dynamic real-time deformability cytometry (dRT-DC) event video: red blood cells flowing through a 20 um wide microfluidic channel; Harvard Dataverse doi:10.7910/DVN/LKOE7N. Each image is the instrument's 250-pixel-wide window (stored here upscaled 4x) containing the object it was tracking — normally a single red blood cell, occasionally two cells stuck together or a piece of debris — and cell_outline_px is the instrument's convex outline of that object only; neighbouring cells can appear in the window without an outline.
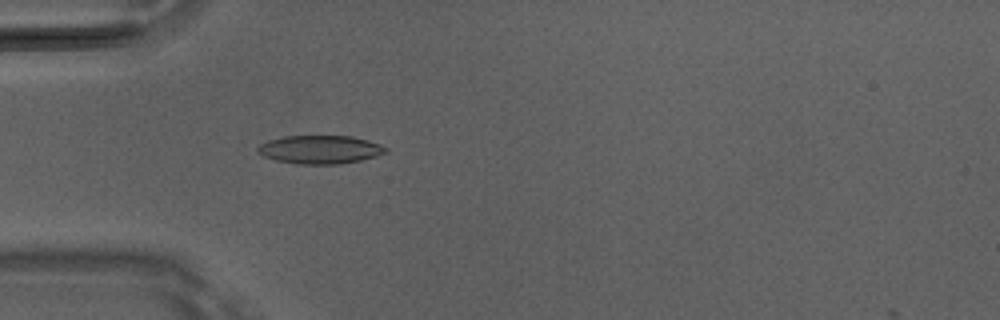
{"species": "Egyptian fruit bat (a non-hibernating species)", "species_latin": "Rousettus aegyptiacus", "temperature_condition": "room temperature", "stored_images_in_passage": 48, "camera_frame_rate_fps": 3000, "um_per_image_px": 0.085, "animal": {"sex": "male"}, "frame": {"image": 1, "passage_image": 14, "time_ms": 4.333, "image_size_px": [1000, 320], "cell_outline_px": [[388, 152], [376, 156], [360, 160], [340, 164], [296, 164], [276, 160], [264, 156], [256, 152], [256, 148], [260, 144], [268, 140], [284, 136], [352, 136], [368, 140], [380, 144], [388, 148]], "centroid_in_image_um": [27.2, 12.71], "position_along_channel_um": 57.8, "area_um2": 21.27}}
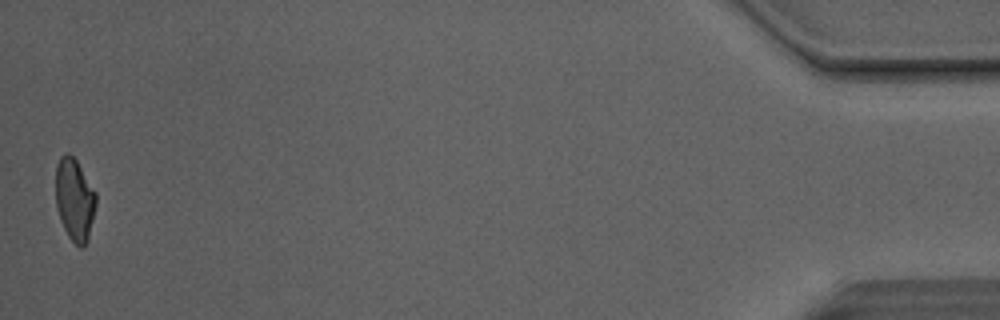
{"frame": {"image": 2, "passage_image": 48, "time_ms": 15.667, "image_size_px": [1000, 320], "cell_outline_px": [[96, 204], [88, 240], [84, 248], [80, 248], [68, 236], [60, 220], [56, 208], [56, 164], [60, 156], [64, 152], [68, 152], [76, 160], [96, 192]], "centroid_in_image_um": [6.33, 16.96], "position_along_channel_um": 428.9, "area_um2": 19.48}, "authors_computed_cell_mechanics": {"area_um2": 20.2878, "velocity_mm_per_s": 4.1538, "shape_relaxation_time_tau1_ms": 5.8427, "shape_relaxation_time_tau2_ms": 1.4814, "deformation_change_tau1": 0.1722, "deformation_change_tau2": 0.0685}}